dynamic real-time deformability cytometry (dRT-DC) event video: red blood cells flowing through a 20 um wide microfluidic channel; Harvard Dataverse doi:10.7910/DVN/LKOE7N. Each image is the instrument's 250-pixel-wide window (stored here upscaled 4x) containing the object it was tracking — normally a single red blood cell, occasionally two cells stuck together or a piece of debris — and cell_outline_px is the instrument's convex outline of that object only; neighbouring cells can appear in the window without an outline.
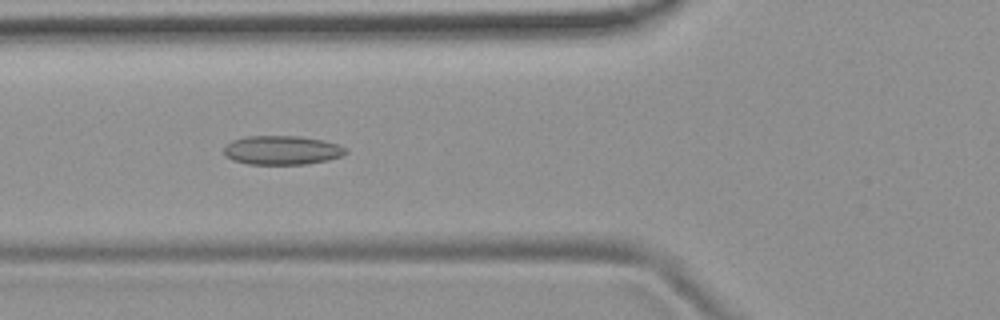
{"species": "common noctule bat (a hibernating species)", "species_latin": "Nyctalus noctula", "temperature_condition": "room temperature", "stored_images_in_passage": 43, "camera_frame_rate_fps": 3000, "um_per_image_px": 0.085, "animal": {"sex": "female", "body_mass_g": 19.9}, "frame": {"image": 1, "passage_image": 10, "time_ms": 3.0, "image_size_px": [1000, 320], "cell_outline_px": [[348, 152], [340, 156], [328, 160], [304, 164], [248, 164], [232, 160], [224, 156], [224, 148], [232, 140], [244, 136], [300, 136], [320, 140], [336, 144], [348, 148]], "centroid_in_image_um": [23.94, 12.77], "position_along_channel_um": 101.9, "area_um2": 20.58}}
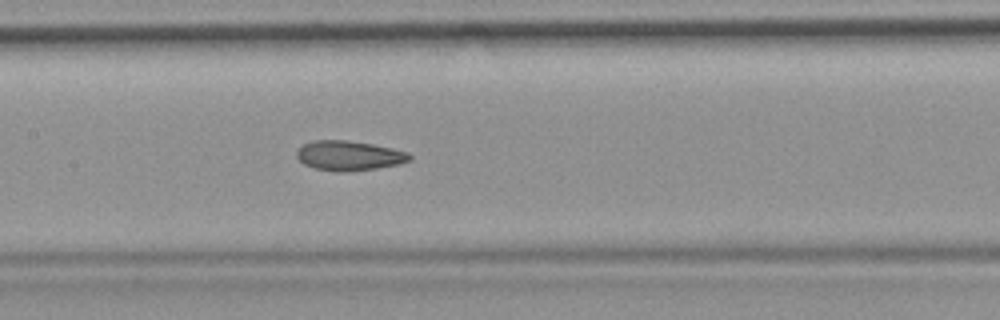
{"frame": {"image": 2, "passage_image": 16, "time_ms": 5.0, "image_size_px": [1000, 320], "cell_outline_px": [[412, 160], [400, 164], [376, 168], [336, 172], [316, 168], [304, 164], [296, 156], [296, 152], [304, 144], [312, 140], [348, 140], [372, 144], [392, 148], [408, 152], [412, 156]], "centroid_in_image_um": [29.69, 13.22], "position_along_channel_um": 177.7, "area_um2": 19.48}}
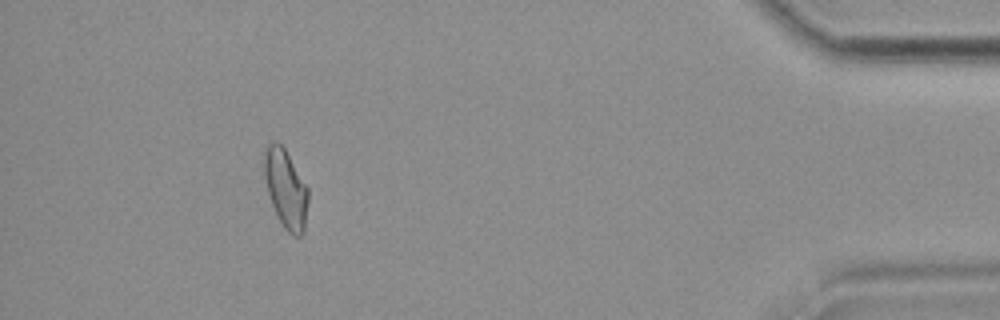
{"frame": {"image": 3, "passage_image": 39, "time_ms": 12.667, "image_size_px": [1000, 320], "cell_outline_px": [[308, 200], [304, 232], [300, 236], [292, 236], [284, 228], [272, 204], [268, 192], [264, 176], [264, 152], [268, 144], [276, 140], [284, 148], [308, 188]], "centroid_in_image_um": [24.29, 16.05], "position_along_channel_um": 410.9, "area_um2": 19.88}, "authors_computed_cell_mechanics": {"area_um2": 19.7676, "velocity_mm_per_s": 3.7829, "shape_relaxation_time_tau1_ms": null, "shape_relaxation_time_tau2_ms": 2.8722, "deformation_change_tau1": null, "deformation_change_tau2": 0.0979}}